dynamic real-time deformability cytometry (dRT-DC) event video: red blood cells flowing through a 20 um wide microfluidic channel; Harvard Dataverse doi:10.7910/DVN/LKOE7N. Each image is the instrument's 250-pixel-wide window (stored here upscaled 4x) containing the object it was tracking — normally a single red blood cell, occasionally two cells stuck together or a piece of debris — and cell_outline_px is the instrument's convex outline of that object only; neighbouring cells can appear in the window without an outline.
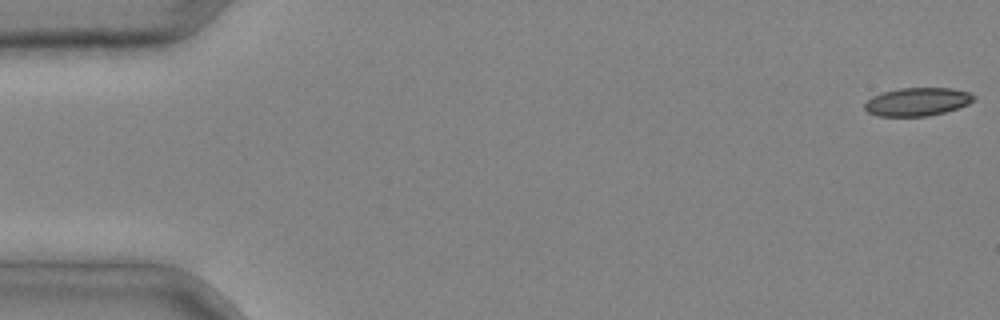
{"species": "common noctule bat (a hibernating species)", "species_latin": "Nyctalus noctula", "temperature_condition": "cold", "stored_images_in_passage": 5, "camera_frame_rate_fps": 3000, "um_per_image_px": 0.085, "animal": {"sex": "male", "body_mass_g": 20.4}, "frame": {"image": 1, "passage_image": 1, "time_ms": 0.0, "image_size_px": [1000, 320], "cell_outline_px": [[976, 100], [968, 104], [944, 112], [928, 116], [876, 116], [868, 112], [864, 108], [864, 104], [872, 96], [884, 92], [900, 88], [952, 88], [972, 92], [976, 96]], "centroid_in_image_um": [78.01, 8.64], "position_along_channel_um": 7.0, "area_um2": 18.03}}
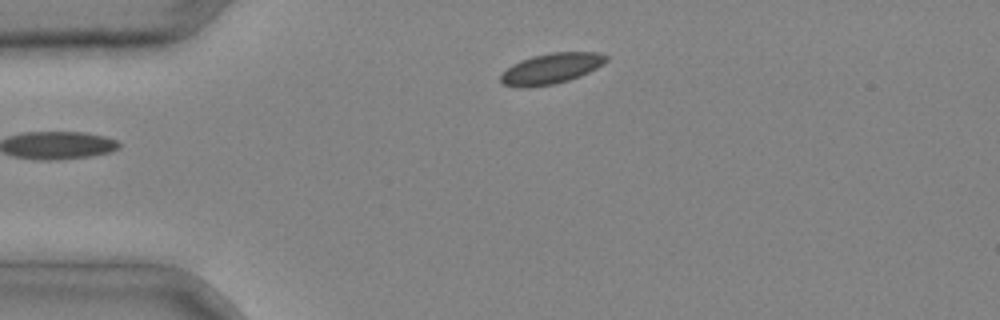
{"frame": {"image": 2, "passage_image": 4, "time_ms": 1.0, "image_size_px": [1000, 320], "cell_outline_px": [[608, 60], [604, 64], [580, 76], [568, 80], [552, 84], [528, 88], [516, 88], [504, 84], [500, 80], [500, 76], [512, 64], [520, 60], [532, 56], [552, 52], [596, 52], [608, 56]], "centroid_in_image_um": [46.84, 5.83], "position_along_channel_um": 38.2, "area_um2": 18.84}}